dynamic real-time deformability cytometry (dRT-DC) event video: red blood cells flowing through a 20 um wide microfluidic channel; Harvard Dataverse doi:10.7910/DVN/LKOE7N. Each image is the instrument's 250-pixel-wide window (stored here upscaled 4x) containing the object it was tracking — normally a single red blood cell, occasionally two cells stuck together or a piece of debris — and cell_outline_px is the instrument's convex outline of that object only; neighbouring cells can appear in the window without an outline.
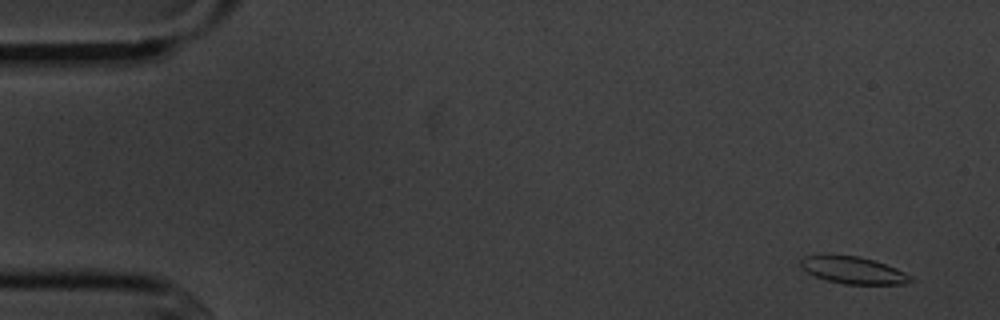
{"species": "common noctule bat (a hibernating species)", "species_latin": "Nyctalus noctula", "temperature_condition": "cold", "stored_images_in_passage": 4, "camera_frame_rate_fps": 3000, "um_per_image_px": 0.085, "animal": {"sex": "male", "body_mass_g": 20.1, "forearm_length_mm": 53.5}, "frame": {"image": 1, "passage_image": 1, "time_ms": 0.0, "image_size_px": [1000, 320], "cell_outline_px": [[916, 280], [904, 284], [844, 284], [828, 280], [816, 276], [808, 272], [800, 264], [800, 260], [804, 256], [860, 256], [896, 268], [912, 276]], "centroid_in_image_um": [72.59, 22.99], "position_along_channel_um": 12.4, "area_um2": 16.94}}